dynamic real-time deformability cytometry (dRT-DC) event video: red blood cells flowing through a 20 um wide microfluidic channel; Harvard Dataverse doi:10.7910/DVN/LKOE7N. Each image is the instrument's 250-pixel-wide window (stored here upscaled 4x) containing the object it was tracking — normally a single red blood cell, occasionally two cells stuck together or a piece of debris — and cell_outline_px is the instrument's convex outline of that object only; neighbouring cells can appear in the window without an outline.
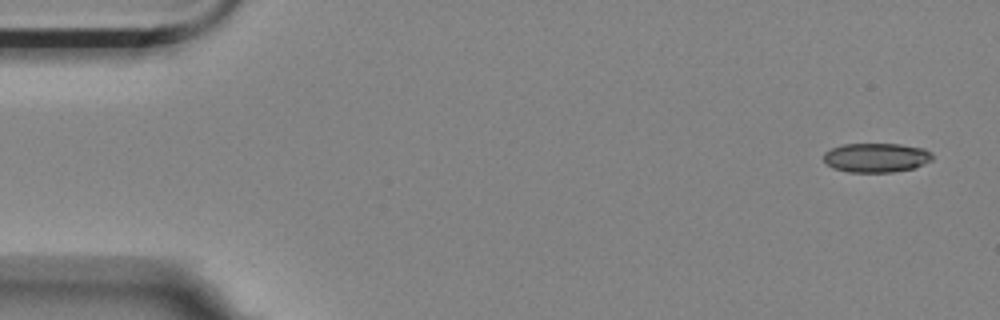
{"species": "Egyptian fruit bat (a non-hibernating species)", "species_latin": "Rousettus aegyptiacus", "temperature_condition": "room temperature", "stored_images_in_passage": 4, "camera_frame_rate_fps": 3000, "um_per_image_px": 0.085, "animal": {"sex": "female"}, "frame": {"image": 1, "passage_image": 1, "time_ms": 0.0, "image_size_px": [1000, 320], "cell_outline_px": [[932, 160], [912, 168], [892, 172], [848, 172], [832, 168], [824, 160], [824, 152], [832, 148], [844, 144], [900, 144], [924, 148], [932, 156]], "centroid_in_image_um": [74.45, 13.4], "position_along_channel_um": 10.6, "area_um2": 18.38}}